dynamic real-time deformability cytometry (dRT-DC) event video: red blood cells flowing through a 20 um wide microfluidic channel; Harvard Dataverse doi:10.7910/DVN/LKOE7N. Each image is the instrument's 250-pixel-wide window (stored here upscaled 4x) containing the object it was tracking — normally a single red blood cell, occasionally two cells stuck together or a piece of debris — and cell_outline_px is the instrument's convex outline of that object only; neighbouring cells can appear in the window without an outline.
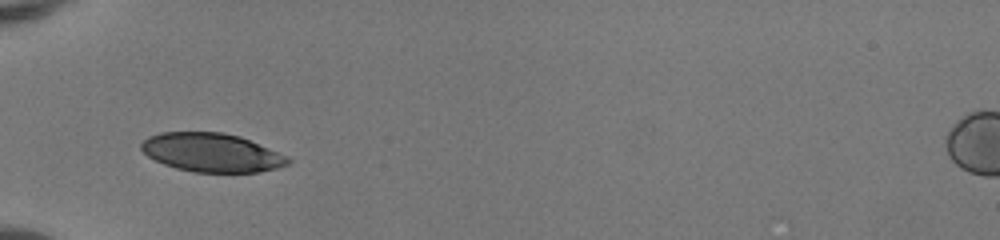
{"species": "human", "species_latin": "Homo sapiens", "temperature_condition": "room temperature", "stored_images_in_passage": 33, "camera_frame_rate_fps": 3000, "um_per_image_px": 0.085, "donor": {"sex": "female"}, "frame": {"image": 1, "passage_image": 1, "time_ms": 0.0, "image_size_px": [1000, 240], "cell_outline_px": [[292, 160], [288, 164], [276, 168], [260, 172], [192, 172], [176, 168], [164, 164], [148, 156], [140, 148], [140, 144], [148, 136], [160, 132], [224, 132], [240, 136], [288, 156]], "centroid_in_image_um": [17.99, 12.96], "position_along_channel_um": 67.0, "area_um2": 33.12}}
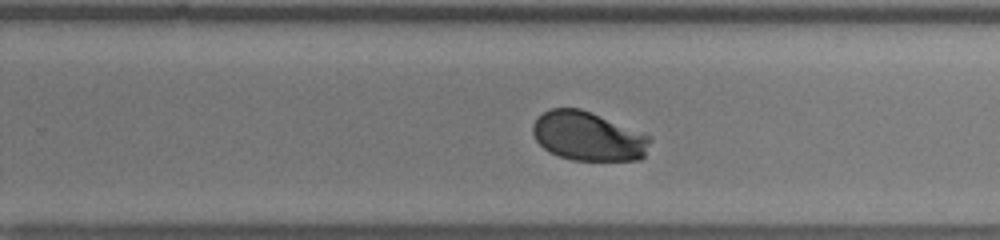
{"frame": {"image": 2, "passage_image": 17, "time_ms": 5.333, "image_size_px": [1000, 240], "cell_outline_px": [[652, 140], [644, 156], [640, 160], [572, 160], [548, 152], [536, 140], [532, 132], [532, 124], [544, 112], [552, 108], [580, 108], [592, 112], [652, 136]], "centroid_in_image_um": [50.01, 11.58], "position_along_channel_um": 279.8, "area_um2": 33.64}}
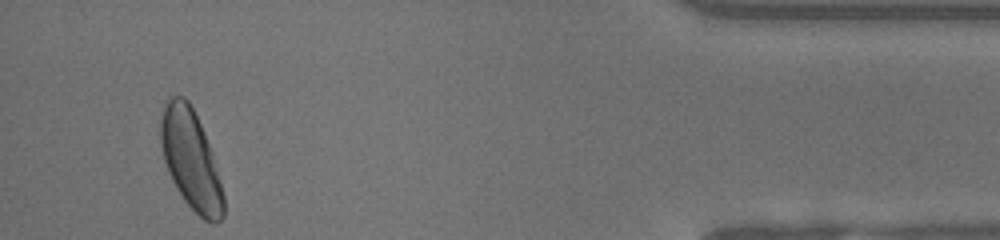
{"frame": {"image": 3, "passage_image": 31, "time_ms": 10.0, "image_size_px": [1000, 240], "cell_outline_px": [[224, 216], [216, 224], [212, 224], [204, 220], [184, 200], [176, 188], [168, 172], [164, 160], [160, 144], [160, 120], [164, 104], [172, 96], [184, 96], [188, 100], [204, 132], [212, 156], [224, 196]], "centroid_in_image_um": [16.2, 13.58], "position_along_channel_um": 419.0, "area_um2": 36.01}, "authors_computed_cell_mechanics": {"area_um2": 34.391, "velocity_mm_per_s": 4.1026, "shape_relaxation_time_tau1_ms": 2.479, "shape_relaxation_time_tau2_ms": null, "deformation_change_tau1": 0.1445, "deformation_change_tau2": null}}